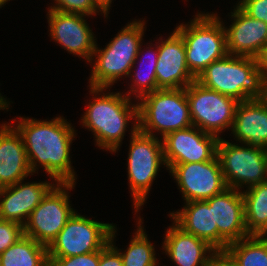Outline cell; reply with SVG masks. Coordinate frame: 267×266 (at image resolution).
Returning a JSON list of instances; mask_svg holds the SVG:
<instances>
[{"mask_svg": "<svg viewBox=\"0 0 267 266\" xmlns=\"http://www.w3.org/2000/svg\"><path fill=\"white\" fill-rule=\"evenodd\" d=\"M19 118L13 126L23 139L31 172L35 173L41 165L55 183H76L70 160L76 131L71 123L61 116L51 121Z\"/></svg>", "mask_w": 267, "mask_h": 266, "instance_id": "6da1fadb", "label": "cell"}, {"mask_svg": "<svg viewBox=\"0 0 267 266\" xmlns=\"http://www.w3.org/2000/svg\"><path fill=\"white\" fill-rule=\"evenodd\" d=\"M89 89L90 94L95 96L87 104L88 108L81 119L82 126L94 132L98 147L116 153L124 139L128 122L133 119L138 121V102L132 104L131 98L121 92L104 93L108 88L90 86Z\"/></svg>", "mask_w": 267, "mask_h": 266, "instance_id": "7a4b0ae2", "label": "cell"}, {"mask_svg": "<svg viewBox=\"0 0 267 266\" xmlns=\"http://www.w3.org/2000/svg\"><path fill=\"white\" fill-rule=\"evenodd\" d=\"M196 81L238 102L266 98L267 82L252 57L227 54L206 67Z\"/></svg>", "mask_w": 267, "mask_h": 266, "instance_id": "3957f363", "label": "cell"}, {"mask_svg": "<svg viewBox=\"0 0 267 266\" xmlns=\"http://www.w3.org/2000/svg\"><path fill=\"white\" fill-rule=\"evenodd\" d=\"M144 20L132 21L121 29L104 49L93 52L89 87L109 88L123 76L128 77L130 70L140 58L144 35ZM142 51V52H141ZM95 57V59H93Z\"/></svg>", "mask_w": 267, "mask_h": 266, "instance_id": "277c9868", "label": "cell"}, {"mask_svg": "<svg viewBox=\"0 0 267 266\" xmlns=\"http://www.w3.org/2000/svg\"><path fill=\"white\" fill-rule=\"evenodd\" d=\"M220 19L215 13H198L189 24L181 23L175 29L184 40L188 69L195 78L228 54L224 23Z\"/></svg>", "mask_w": 267, "mask_h": 266, "instance_id": "5b68a950", "label": "cell"}, {"mask_svg": "<svg viewBox=\"0 0 267 266\" xmlns=\"http://www.w3.org/2000/svg\"><path fill=\"white\" fill-rule=\"evenodd\" d=\"M138 101V129L163 138L166 134L193 126L186 89H157ZM141 101V102H139Z\"/></svg>", "mask_w": 267, "mask_h": 266, "instance_id": "8992f818", "label": "cell"}, {"mask_svg": "<svg viewBox=\"0 0 267 266\" xmlns=\"http://www.w3.org/2000/svg\"><path fill=\"white\" fill-rule=\"evenodd\" d=\"M128 154V180L133 197L134 211L144 205L159 167L166 166L163 156L162 139L141 132L138 121L133 122Z\"/></svg>", "mask_w": 267, "mask_h": 266, "instance_id": "52a82bcc", "label": "cell"}, {"mask_svg": "<svg viewBox=\"0 0 267 266\" xmlns=\"http://www.w3.org/2000/svg\"><path fill=\"white\" fill-rule=\"evenodd\" d=\"M219 139L217 156L228 188L240 190L267 181V149ZM246 146V147H245Z\"/></svg>", "mask_w": 267, "mask_h": 266, "instance_id": "ba28073f", "label": "cell"}, {"mask_svg": "<svg viewBox=\"0 0 267 266\" xmlns=\"http://www.w3.org/2000/svg\"><path fill=\"white\" fill-rule=\"evenodd\" d=\"M185 89L193 126L218 138L223 130L231 129L239 103L236 99L206 88L196 80Z\"/></svg>", "mask_w": 267, "mask_h": 266, "instance_id": "9c48e42d", "label": "cell"}, {"mask_svg": "<svg viewBox=\"0 0 267 266\" xmlns=\"http://www.w3.org/2000/svg\"><path fill=\"white\" fill-rule=\"evenodd\" d=\"M113 226L86 218L75 211L47 247L48 258L72 257L99 251L109 243Z\"/></svg>", "mask_w": 267, "mask_h": 266, "instance_id": "30bf717a", "label": "cell"}, {"mask_svg": "<svg viewBox=\"0 0 267 266\" xmlns=\"http://www.w3.org/2000/svg\"><path fill=\"white\" fill-rule=\"evenodd\" d=\"M75 183H55L23 226L24 235L48 247L75 212L68 190Z\"/></svg>", "mask_w": 267, "mask_h": 266, "instance_id": "8fae6325", "label": "cell"}, {"mask_svg": "<svg viewBox=\"0 0 267 266\" xmlns=\"http://www.w3.org/2000/svg\"><path fill=\"white\" fill-rule=\"evenodd\" d=\"M168 170L186 202L207 200L228 188L218 156L207 162L173 164Z\"/></svg>", "mask_w": 267, "mask_h": 266, "instance_id": "7c38bea8", "label": "cell"}, {"mask_svg": "<svg viewBox=\"0 0 267 266\" xmlns=\"http://www.w3.org/2000/svg\"><path fill=\"white\" fill-rule=\"evenodd\" d=\"M205 201L213 207L214 249L217 252H224L230 243L250 236L245 224L241 191L226 188Z\"/></svg>", "mask_w": 267, "mask_h": 266, "instance_id": "4fadbf2b", "label": "cell"}, {"mask_svg": "<svg viewBox=\"0 0 267 266\" xmlns=\"http://www.w3.org/2000/svg\"><path fill=\"white\" fill-rule=\"evenodd\" d=\"M162 139L163 156L168 169L173 164L213 160L217 156L220 138L191 126L170 132Z\"/></svg>", "mask_w": 267, "mask_h": 266, "instance_id": "5bb4252c", "label": "cell"}, {"mask_svg": "<svg viewBox=\"0 0 267 266\" xmlns=\"http://www.w3.org/2000/svg\"><path fill=\"white\" fill-rule=\"evenodd\" d=\"M47 14L52 40L59 43L64 50L83 57L90 63L97 42L86 23V16L52 9H48Z\"/></svg>", "mask_w": 267, "mask_h": 266, "instance_id": "9a60e30c", "label": "cell"}, {"mask_svg": "<svg viewBox=\"0 0 267 266\" xmlns=\"http://www.w3.org/2000/svg\"><path fill=\"white\" fill-rule=\"evenodd\" d=\"M158 40L157 89L186 88L196 78L188 69L182 36L174 30L165 41L162 37Z\"/></svg>", "mask_w": 267, "mask_h": 266, "instance_id": "2e32d148", "label": "cell"}, {"mask_svg": "<svg viewBox=\"0 0 267 266\" xmlns=\"http://www.w3.org/2000/svg\"><path fill=\"white\" fill-rule=\"evenodd\" d=\"M229 28L225 27L227 53L257 58L267 45V23L249 17L237 5L231 12Z\"/></svg>", "mask_w": 267, "mask_h": 266, "instance_id": "e0dca14e", "label": "cell"}, {"mask_svg": "<svg viewBox=\"0 0 267 266\" xmlns=\"http://www.w3.org/2000/svg\"><path fill=\"white\" fill-rule=\"evenodd\" d=\"M22 182L0 188V219L24 226L31 212L55 184L48 181Z\"/></svg>", "mask_w": 267, "mask_h": 266, "instance_id": "ac0fdd59", "label": "cell"}, {"mask_svg": "<svg viewBox=\"0 0 267 266\" xmlns=\"http://www.w3.org/2000/svg\"><path fill=\"white\" fill-rule=\"evenodd\" d=\"M162 245L177 266H210L217 251L206 241L183 231L174 222L167 228Z\"/></svg>", "mask_w": 267, "mask_h": 266, "instance_id": "d6986e66", "label": "cell"}, {"mask_svg": "<svg viewBox=\"0 0 267 266\" xmlns=\"http://www.w3.org/2000/svg\"><path fill=\"white\" fill-rule=\"evenodd\" d=\"M33 175L23 139L14 126H0V188L14 185Z\"/></svg>", "mask_w": 267, "mask_h": 266, "instance_id": "ffe728a7", "label": "cell"}, {"mask_svg": "<svg viewBox=\"0 0 267 266\" xmlns=\"http://www.w3.org/2000/svg\"><path fill=\"white\" fill-rule=\"evenodd\" d=\"M231 131L236 141L267 149V97L239 102Z\"/></svg>", "mask_w": 267, "mask_h": 266, "instance_id": "44dd1931", "label": "cell"}, {"mask_svg": "<svg viewBox=\"0 0 267 266\" xmlns=\"http://www.w3.org/2000/svg\"><path fill=\"white\" fill-rule=\"evenodd\" d=\"M168 216L183 231L206 241L214 248L213 207L205 200L186 202L184 208Z\"/></svg>", "mask_w": 267, "mask_h": 266, "instance_id": "7402d4cb", "label": "cell"}, {"mask_svg": "<svg viewBox=\"0 0 267 266\" xmlns=\"http://www.w3.org/2000/svg\"><path fill=\"white\" fill-rule=\"evenodd\" d=\"M249 235L267 236V181L241 191Z\"/></svg>", "mask_w": 267, "mask_h": 266, "instance_id": "603a6c76", "label": "cell"}, {"mask_svg": "<svg viewBox=\"0 0 267 266\" xmlns=\"http://www.w3.org/2000/svg\"><path fill=\"white\" fill-rule=\"evenodd\" d=\"M0 266H50L47 247L24 235L0 254Z\"/></svg>", "mask_w": 267, "mask_h": 266, "instance_id": "cb8c5ba5", "label": "cell"}, {"mask_svg": "<svg viewBox=\"0 0 267 266\" xmlns=\"http://www.w3.org/2000/svg\"><path fill=\"white\" fill-rule=\"evenodd\" d=\"M138 219L137 230L125 252H121V249L115 247L113 243L114 238L116 237V225L112 228L109 243L120 253L123 266H157L159 263L155 257L156 253L154 245H152L147 238L146 231H144V228L142 227V219L140 217H138Z\"/></svg>", "mask_w": 267, "mask_h": 266, "instance_id": "d4e9b609", "label": "cell"}, {"mask_svg": "<svg viewBox=\"0 0 267 266\" xmlns=\"http://www.w3.org/2000/svg\"><path fill=\"white\" fill-rule=\"evenodd\" d=\"M224 253L237 266H267V236L250 235L232 242Z\"/></svg>", "mask_w": 267, "mask_h": 266, "instance_id": "484cf974", "label": "cell"}, {"mask_svg": "<svg viewBox=\"0 0 267 266\" xmlns=\"http://www.w3.org/2000/svg\"><path fill=\"white\" fill-rule=\"evenodd\" d=\"M156 44L157 45L154 47L155 49L154 48L152 49L153 44L152 45L150 44L149 45L150 47L149 46L145 47L146 49H148L146 52L147 54L145 53V55H142L143 57L146 55L149 56V58L147 59L149 61V65L146 68H144L145 71L147 70L148 72L141 70L143 67L139 70H132V69L130 70V74L128 77H130L131 78L130 80L133 81L134 83L130 84L131 90H129L127 94H125L127 97L131 98V94L133 93L136 99L137 98L140 99L142 96L157 90V81L155 72H156V63L158 58V42H156ZM144 58L146 59V57ZM143 59L142 60L140 59V62L142 61L141 63H143L142 65L145 67L146 64L144 65ZM131 72L132 73L134 72V74H131Z\"/></svg>", "mask_w": 267, "mask_h": 266, "instance_id": "4316f807", "label": "cell"}, {"mask_svg": "<svg viewBox=\"0 0 267 266\" xmlns=\"http://www.w3.org/2000/svg\"><path fill=\"white\" fill-rule=\"evenodd\" d=\"M54 2L56 5H52L48 9L91 17L101 12L92 0H54Z\"/></svg>", "mask_w": 267, "mask_h": 266, "instance_id": "83f0119b", "label": "cell"}, {"mask_svg": "<svg viewBox=\"0 0 267 266\" xmlns=\"http://www.w3.org/2000/svg\"><path fill=\"white\" fill-rule=\"evenodd\" d=\"M24 236L21 224L0 219V254Z\"/></svg>", "mask_w": 267, "mask_h": 266, "instance_id": "f1b7e54d", "label": "cell"}, {"mask_svg": "<svg viewBox=\"0 0 267 266\" xmlns=\"http://www.w3.org/2000/svg\"><path fill=\"white\" fill-rule=\"evenodd\" d=\"M50 266H99L100 250L79 256L48 258Z\"/></svg>", "mask_w": 267, "mask_h": 266, "instance_id": "f546056e", "label": "cell"}, {"mask_svg": "<svg viewBox=\"0 0 267 266\" xmlns=\"http://www.w3.org/2000/svg\"><path fill=\"white\" fill-rule=\"evenodd\" d=\"M237 6L249 17L267 23V0H240Z\"/></svg>", "mask_w": 267, "mask_h": 266, "instance_id": "4dcf8cb0", "label": "cell"}, {"mask_svg": "<svg viewBox=\"0 0 267 266\" xmlns=\"http://www.w3.org/2000/svg\"><path fill=\"white\" fill-rule=\"evenodd\" d=\"M99 266H123L120 253L110 243L100 250Z\"/></svg>", "mask_w": 267, "mask_h": 266, "instance_id": "1f68e13d", "label": "cell"}, {"mask_svg": "<svg viewBox=\"0 0 267 266\" xmlns=\"http://www.w3.org/2000/svg\"><path fill=\"white\" fill-rule=\"evenodd\" d=\"M210 266H237L224 252H217Z\"/></svg>", "mask_w": 267, "mask_h": 266, "instance_id": "d6a6232c", "label": "cell"}, {"mask_svg": "<svg viewBox=\"0 0 267 266\" xmlns=\"http://www.w3.org/2000/svg\"><path fill=\"white\" fill-rule=\"evenodd\" d=\"M258 67L262 72L264 79L267 82V45L262 49L260 54L257 56Z\"/></svg>", "mask_w": 267, "mask_h": 266, "instance_id": "836d02e7", "label": "cell"}, {"mask_svg": "<svg viewBox=\"0 0 267 266\" xmlns=\"http://www.w3.org/2000/svg\"><path fill=\"white\" fill-rule=\"evenodd\" d=\"M92 2L105 17L108 16L112 0H92Z\"/></svg>", "mask_w": 267, "mask_h": 266, "instance_id": "e575fe53", "label": "cell"}, {"mask_svg": "<svg viewBox=\"0 0 267 266\" xmlns=\"http://www.w3.org/2000/svg\"><path fill=\"white\" fill-rule=\"evenodd\" d=\"M9 103L0 93V110L9 109Z\"/></svg>", "mask_w": 267, "mask_h": 266, "instance_id": "d590c367", "label": "cell"}, {"mask_svg": "<svg viewBox=\"0 0 267 266\" xmlns=\"http://www.w3.org/2000/svg\"><path fill=\"white\" fill-rule=\"evenodd\" d=\"M7 1H10V0H0V8H1Z\"/></svg>", "mask_w": 267, "mask_h": 266, "instance_id": "8d00e7d4", "label": "cell"}]
</instances>
